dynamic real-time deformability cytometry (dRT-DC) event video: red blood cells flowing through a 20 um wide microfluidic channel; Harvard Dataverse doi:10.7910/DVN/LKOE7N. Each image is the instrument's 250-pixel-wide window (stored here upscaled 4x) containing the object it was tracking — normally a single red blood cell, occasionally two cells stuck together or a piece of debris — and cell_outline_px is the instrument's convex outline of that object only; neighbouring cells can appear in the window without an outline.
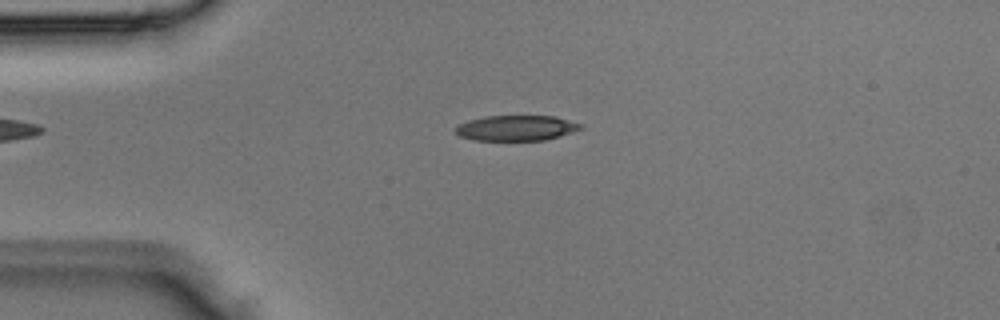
{"species": "Egyptian fruit bat (a non-hibernating species)", "species_latin": "Rousettus aegyptiacus", "temperature_condition": "room temperature", "stored_images_in_passage": 3, "camera_frame_rate_fps": 3000, "um_per_image_px": 0.085, "animal": {"sex": "male"}, "frame": {"image": 1, "passage_image": 3, "time_ms": 0.667, "image_size_px": [1000, 320], "cell_outline_px": [[584, 128], [560, 136], [544, 140], [472, 140], [460, 136], [456, 132], [456, 128], [460, 124], [468, 120], [484, 116], [556, 116], [584, 124]], "centroid_in_image_um": [43.93, 10.87], "position_along_channel_um": 41.1, "area_um2": 18.55}}